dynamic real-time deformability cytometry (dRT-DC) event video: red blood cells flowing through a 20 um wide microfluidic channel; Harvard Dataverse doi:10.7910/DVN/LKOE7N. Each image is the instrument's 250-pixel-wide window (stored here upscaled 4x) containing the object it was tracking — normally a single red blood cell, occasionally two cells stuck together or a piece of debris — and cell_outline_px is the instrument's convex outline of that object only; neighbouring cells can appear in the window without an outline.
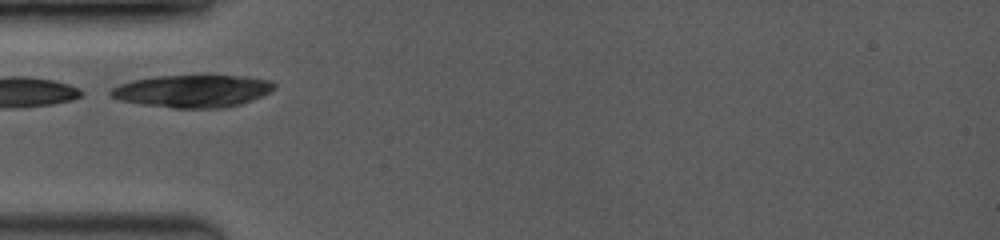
{"species": "common noctule bat (a hibernating species)", "species_latin": "Nyctalus noctula", "temperature_condition": "room temperature", "stored_images_in_passage": 14, "camera_frame_rate_fps": 3500, "um_per_image_px": 0.085, "animal": {"sex": "female", "body_mass_g": 19.0, "forearm_length_mm": 53.3}, "frame": {"image": 1, "passage_image": 1, "time_ms": 0.0, "image_size_px": [1000, 240], "cell_outline_px": [[276, 88], [252, 100], [240, 104], [224, 108], [172, 108], [140, 104], [120, 100], [112, 96], [108, 92], [112, 88], [120, 84], [132, 80], [156, 76], [204, 72], [244, 76], [272, 80], [276, 84]], "centroid_in_image_um": [16.41, 7.69], "position_along_channel_um": 68.6, "area_um2": 32.19}}